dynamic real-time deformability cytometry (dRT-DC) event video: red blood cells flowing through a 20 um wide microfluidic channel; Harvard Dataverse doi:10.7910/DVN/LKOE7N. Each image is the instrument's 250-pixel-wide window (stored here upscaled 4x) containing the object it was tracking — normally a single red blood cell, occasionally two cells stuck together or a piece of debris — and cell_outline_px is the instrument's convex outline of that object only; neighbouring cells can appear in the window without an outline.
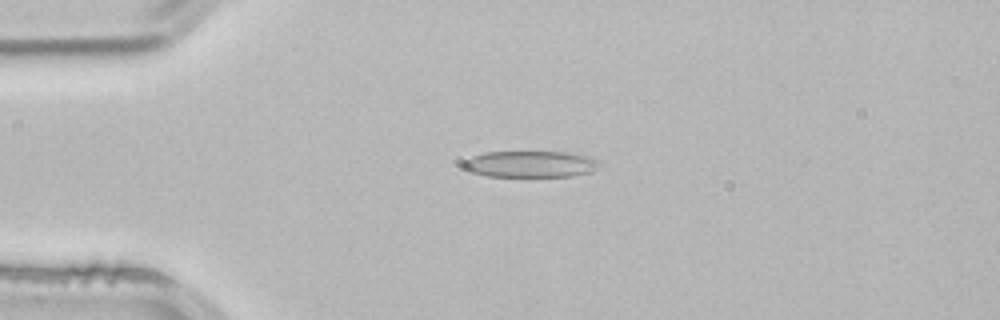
{"species": "common noctule bat (a hibernating species)", "species_latin": "Nyctalus noctula", "temperature_condition": "room temperature", "stored_images_in_passage": 4, "camera_frame_rate_fps": 3000, "um_per_image_px": 0.085, "animal": {"sex": "male", "body_mass_g": 21.5, "forearm_length_mm": 52.0}, "frame": {"image": 1, "passage_image": 3, "time_ms": 0.667, "image_size_px": [1000, 320], "cell_outline_px": [[600, 164], [588, 172], [572, 176], [488, 176], [472, 172], [464, 168], [464, 160], [472, 156], [484, 152], [568, 152], [592, 156], [600, 160]], "centroid_in_image_um": [45.1, 13.93], "position_along_channel_um": 39.9, "area_um2": 20.87}}
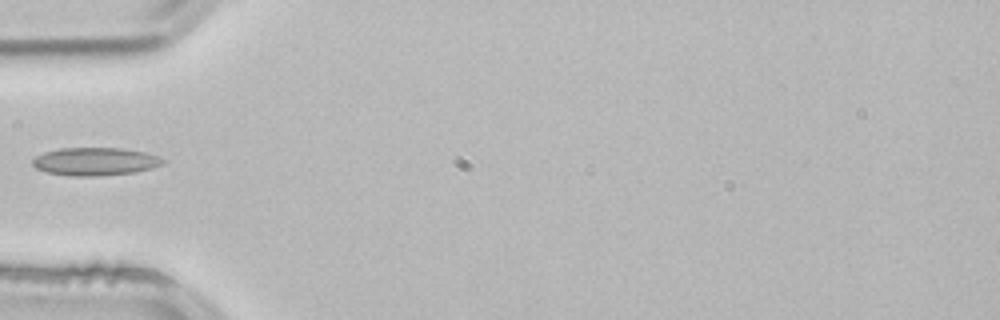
{"frame": {"image": 2, "passage_image": 4, "time_ms": 1.0, "image_size_px": [1000, 320], "cell_outline_px": [[164, 164], [152, 168], [132, 172], [100, 176], [68, 176], [44, 172], [36, 168], [32, 164], [32, 160], [36, 156], [44, 152], [60, 148], [120, 148], [144, 152], [160, 156], [164, 160]], "centroid_in_image_um": [8.06, 13.73], "position_along_channel_um": 76.9, "area_um2": 21.33}}